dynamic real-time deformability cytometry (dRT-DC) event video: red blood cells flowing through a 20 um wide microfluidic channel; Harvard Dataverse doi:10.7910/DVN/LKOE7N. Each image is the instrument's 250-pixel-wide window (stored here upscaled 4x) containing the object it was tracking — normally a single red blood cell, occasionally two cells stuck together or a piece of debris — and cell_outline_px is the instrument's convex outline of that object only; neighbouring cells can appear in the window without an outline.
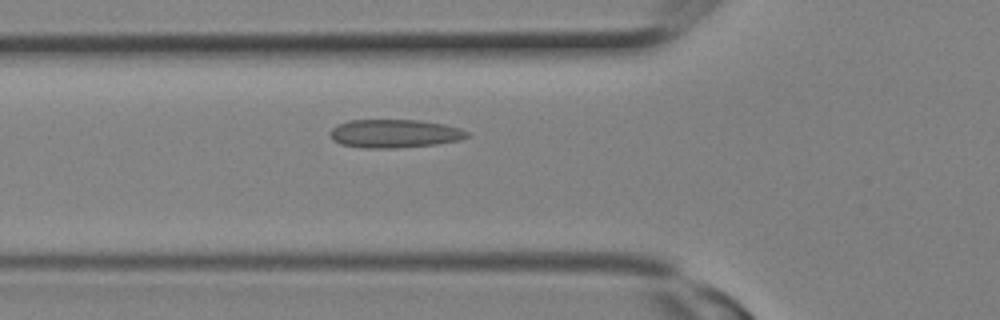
{"species": "Egyptian fruit bat (a non-hibernating species)", "species_latin": "Rousettus aegyptiacus", "temperature_condition": "room temperature", "stored_images_in_passage": 12, "camera_frame_rate_fps": 3000, "um_per_image_px": 0.085, "animal": {"sex": "female"}, "frame": {"image": 1, "passage_image": 7, "time_ms": 2.0, "image_size_px": [1000, 320], "cell_outline_px": [[468, 136], [460, 140], [436, 144], [400, 148], [364, 148], [340, 144], [332, 140], [332, 128], [336, 124], [348, 120], [420, 120], [444, 124], [460, 128], [468, 132]], "centroid_in_image_um": [33.53, 11.35], "position_along_channel_um": 92.3, "area_um2": 22.72}}
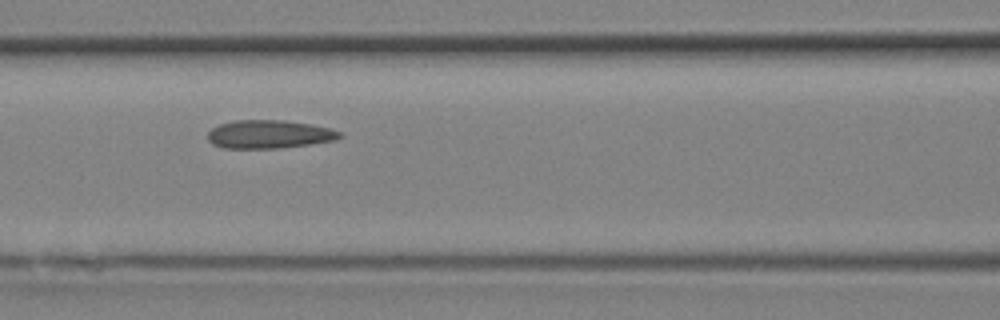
{"frame": {"image": 2, "passage_image": 9, "time_ms": 2.667, "image_size_px": [1000, 320], "cell_outline_px": [[344, 136], [336, 140], [280, 148], [224, 148], [212, 144], [208, 140], [208, 132], [212, 128], [220, 124], [236, 120], [284, 120], [312, 124], [332, 128], [340, 132]], "centroid_in_image_um": [22.9, 11.41], "position_along_channel_um": 143.7, "area_um2": 21.85}}